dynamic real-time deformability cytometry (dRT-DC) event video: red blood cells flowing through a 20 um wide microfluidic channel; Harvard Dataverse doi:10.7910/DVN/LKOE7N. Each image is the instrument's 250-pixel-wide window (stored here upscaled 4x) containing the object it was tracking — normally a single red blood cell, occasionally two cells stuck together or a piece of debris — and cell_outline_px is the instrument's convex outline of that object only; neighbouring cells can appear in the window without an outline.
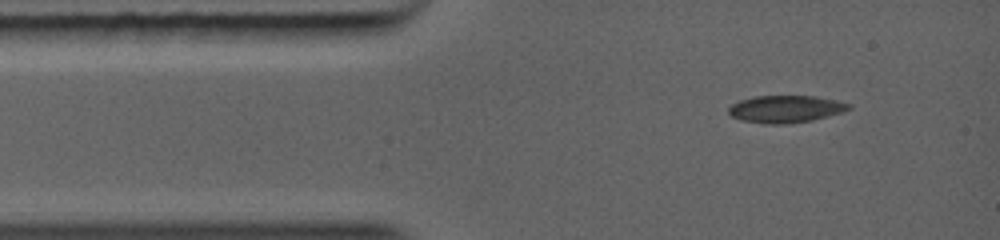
{"species": "common noctule bat (a hibernating species)", "species_latin": "Nyctalus noctula", "temperature_condition": "warm", "stored_images_in_passage": 2, "camera_frame_rate_fps": 5000, "um_per_image_px": 0.085, "animal": {"sex": "female", "body_mass_g": 19.0, "forearm_length_mm": 56.7}, "frame": {"image": 1, "passage_image": 1, "time_ms": 0.0, "image_size_px": [1000, 240], "cell_outline_px": [[852, 108], [844, 112], [812, 120], [784, 124], [764, 124], [740, 120], [732, 116], [728, 112], [728, 108], [732, 104], [740, 100], [752, 96], [816, 96], [836, 100], [852, 104]], "centroid_in_image_um": [66.79, 9.26], "position_along_channel_um": 18.2, "area_um2": 19.25}}